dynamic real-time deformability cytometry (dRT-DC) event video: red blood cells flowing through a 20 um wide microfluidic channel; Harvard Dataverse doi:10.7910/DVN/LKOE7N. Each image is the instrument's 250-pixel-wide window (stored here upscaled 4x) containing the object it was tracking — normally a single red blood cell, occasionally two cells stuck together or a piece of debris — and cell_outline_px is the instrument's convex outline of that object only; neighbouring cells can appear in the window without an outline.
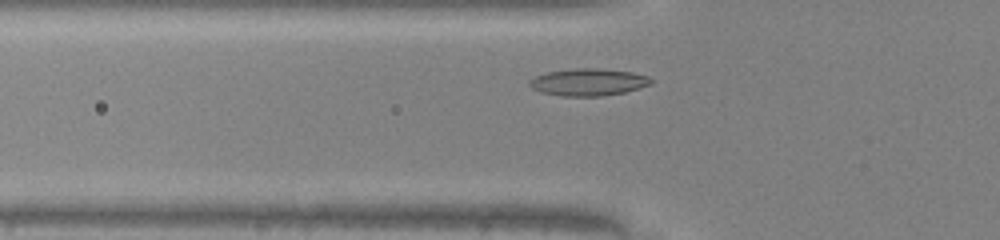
{"species": "common noctule bat (a hibernating species)", "species_latin": "Nyctalus noctula", "temperature_condition": "warm", "stored_images_in_passage": 29, "camera_frame_rate_fps": 3000, "um_per_image_px": 0.085, "animal": {"sex": "male", "body_mass_g": 20.0, "forearm_length_mm": 53.3}, "frame": {"image": 1, "passage_image": 5, "time_ms": 1.333, "image_size_px": [1000, 240], "cell_outline_px": [[652, 84], [640, 88], [624, 92], [600, 96], [560, 96], [540, 92], [532, 88], [528, 84], [528, 80], [536, 76], [548, 72], [576, 68], [600, 68], [632, 72], [648, 76], [652, 80]], "centroid_in_image_um": [50.0, 6.98], "position_along_channel_um": 75.8, "area_um2": 19.31}}
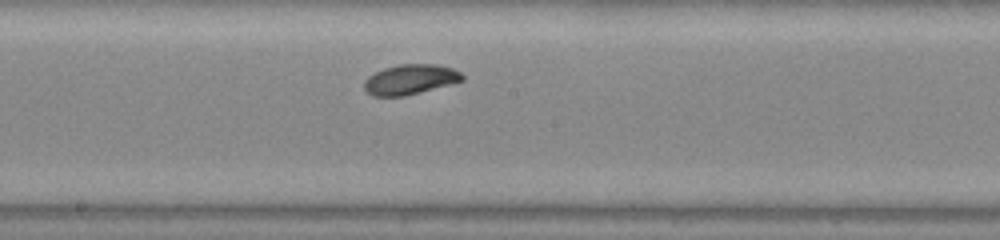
{"frame": {"image": 2, "passage_image": 15, "time_ms": 4.667, "image_size_px": [1000, 240], "cell_outline_px": [[464, 80], [404, 96], [372, 96], [364, 88], [364, 80], [368, 76], [384, 68], [400, 64], [436, 64], [452, 68], [460, 72], [464, 76]], "centroid_in_image_um": [34.85, 6.74], "position_along_channel_um": 213.3, "area_um2": 16.99}}
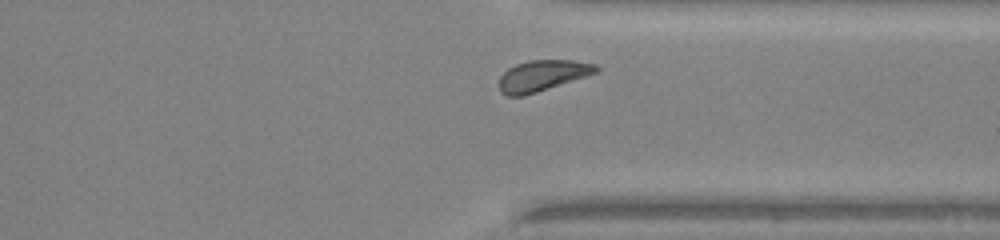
{"frame": {"image": 3, "passage_image": 26, "time_ms": 8.333, "image_size_px": [1000, 240], "cell_outline_px": [[600, 72], [524, 96], [508, 96], [500, 92], [500, 76], [508, 68], [516, 64], [528, 60], [572, 60], [596, 64], [600, 68]], "centroid_in_image_um": [46.13, 6.42], "position_along_channel_um": 365.3, "area_um2": 17.57}, "authors_computed_cell_mechanics": {"area_um2": 16.9932, "velocity_mm_per_s": 4.1277, "shape_relaxation_time_tau1_ms": 3.0544, "shape_relaxation_time_tau2_ms": null, "deformation_change_tau1": 0.1152, "deformation_change_tau2": null}}